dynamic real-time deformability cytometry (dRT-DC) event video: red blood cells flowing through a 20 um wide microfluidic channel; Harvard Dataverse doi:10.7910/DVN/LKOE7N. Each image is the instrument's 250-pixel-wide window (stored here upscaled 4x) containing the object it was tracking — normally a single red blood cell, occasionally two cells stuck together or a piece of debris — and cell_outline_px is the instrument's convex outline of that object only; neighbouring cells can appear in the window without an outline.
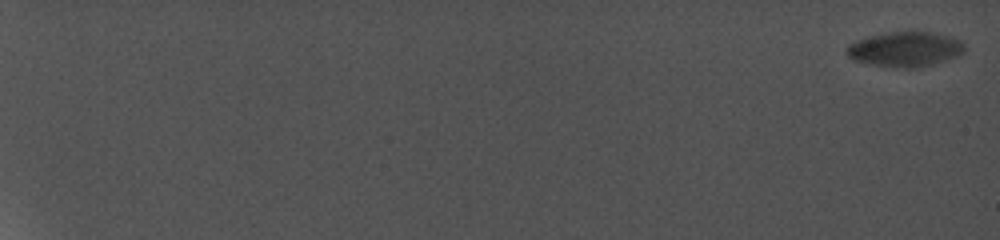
{"species": "common noctule bat (a hibernating species)", "species_latin": "Nyctalus noctula", "temperature_condition": "cold", "stored_images_in_passage": 13, "camera_frame_rate_fps": 5000, "um_per_image_px": 0.085, "animal": {"sex": "female", "body_mass_g": 19.0, "forearm_length_mm": 56.7}, "frame": {"image": 1, "passage_image": 1, "time_ms": 0.0, "image_size_px": [1000, 240], "cell_outline_px": [[964, 52], [956, 56], [944, 60], [916, 68], [904, 68], [872, 64], [852, 60], [844, 52], [848, 44], [856, 40], [888, 32], [932, 32], [948, 36], [960, 40], [964, 44]], "centroid_in_image_um": [76.9, 4.18], "position_along_channel_um": 8.1, "area_um2": 23.7}}
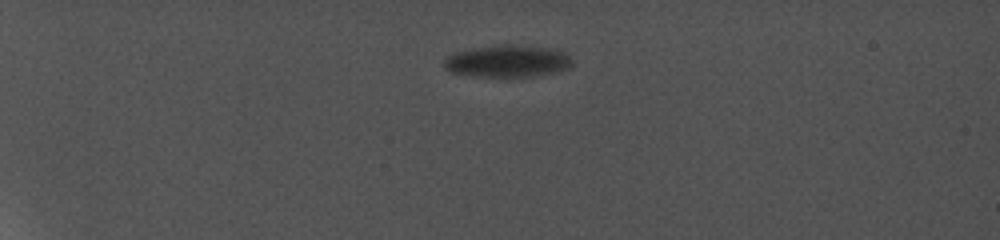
{"frame": {"image": 2, "passage_image": 6, "time_ms": 6.2, "image_size_px": [1000, 240], "cell_outline_px": [[572, 64], [568, 68], [552, 72], [532, 76], [508, 80], [504, 80], [468, 76], [452, 72], [444, 68], [444, 60], [448, 56], [456, 52], [472, 48], [500, 44], [516, 44], [548, 48], [564, 52], [572, 60]], "centroid_in_image_um": [43.08, 5.24], "position_along_channel_um": 41.9, "area_um2": 24.8}}
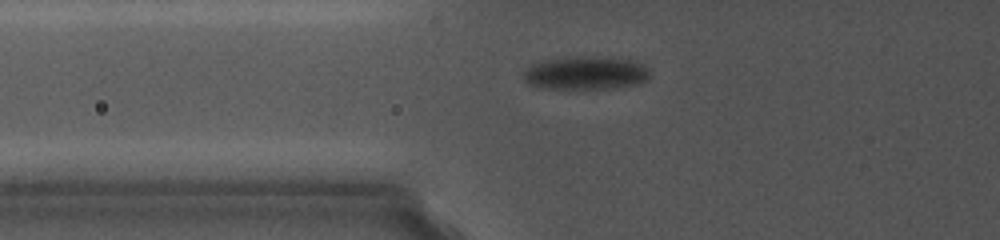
{"frame": {"image": 3, "passage_image": 9, "time_ms": 9.4, "image_size_px": [1000, 240], "cell_outline_px": [[652, 76], [648, 80], [636, 84], [612, 88], [564, 88], [532, 84], [524, 80], [524, 68], [528, 64], [540, 60], [584, 56], [612, 56], [636, 60], [644, 64], [648, 68]], "centroid_in_image_um": [49.88, 6.15], "position_along_channel_um": 75.9, "area_um2": 24.74}}